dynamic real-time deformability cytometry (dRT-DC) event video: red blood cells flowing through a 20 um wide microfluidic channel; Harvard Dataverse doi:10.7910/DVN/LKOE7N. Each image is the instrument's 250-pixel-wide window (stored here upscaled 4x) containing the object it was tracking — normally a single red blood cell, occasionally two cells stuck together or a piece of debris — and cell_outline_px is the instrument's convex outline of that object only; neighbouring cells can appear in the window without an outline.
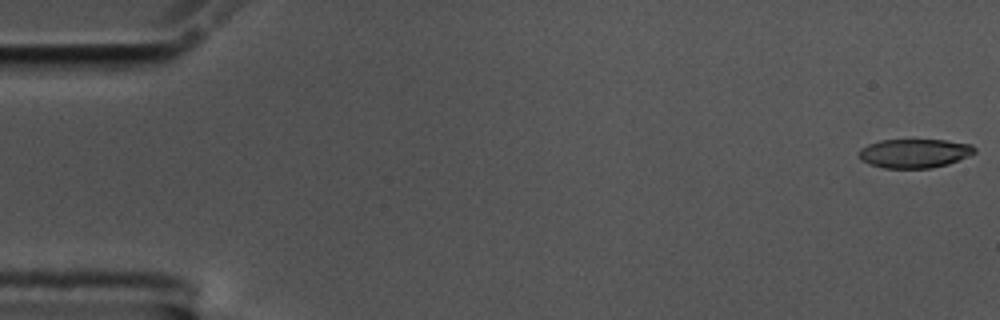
{"species": "common noctule bat (a hibernating species)", "species_latin": "Nyctalus noctula", "temperature_condition": "cold", "stored_images_in_passage": 56, "camera_frame_rate_fps": 3000, "um_per_image_px": 0.085, "animal": {"sex": "male", "body_mass_g": 17.5, "forearm_length_mm": 52.3}, "frame": {"image": 1, "passage_image": 1, "time_ms": 0.0, "image_size_px": [1000, 320], "cell_outline_px": [[976, 152], [968, 156], [948, 164], [932, 168], [884, 168], [868, 164], [860, 160], [860, 148], [868, 144], [880, 140], [944, 140], [972, 144], [976, 148]], "centroid_in_image_um": [77.73, 13.03], "position_along_channel_um": 7.3, "area_um2": 19.59}}
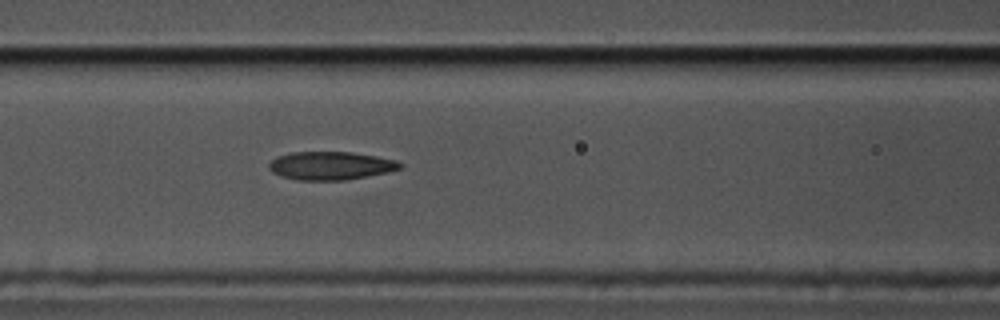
{"frame": {"image": 2, "passage_image": 24, "time_ms": 7.667, "image_size_px": [1000, 320], "cell_outline_px": [[404, 164], [400, 168], [388, 172], [344, 180], [296, 180], [280, 176], [272, 172], [268, 168], [268, 164], [276, 156], [292, 152], [352, 152], [376, 156], [396, 160]], "centroid_in_image_um": [28.08, 14.08], "position_along_channel_um": 138.5, "area_um2": 21.62}}
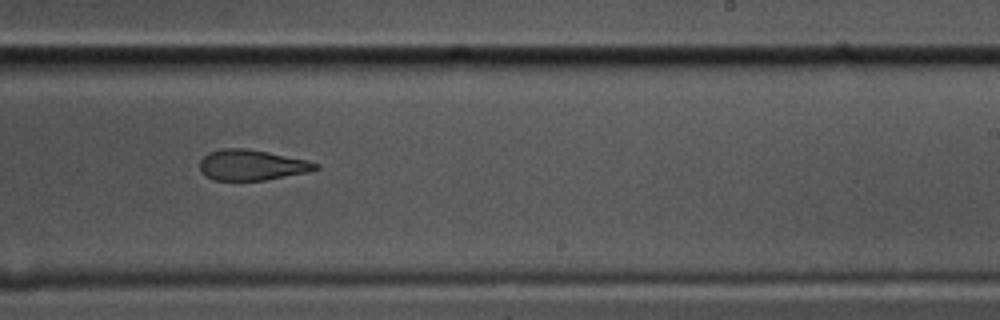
{"frame": {"image": 3, "passage_image": 35, "time_ms": 11.333, "image_size_px": [1000, 320], "cell_outline_px": [[320, 168], [308, 172], [264, 180], [212, 180], [204, 176], [200, 172], [200, 160], [208, 152], [224, 148], [248, 148], [308, 160], [320, 164]], "centroid_in_image_um": [21.39, 14.02], "position_along_channel_um": 267.6, "area_um2": 20.81}, "authors_computed_cell_mechanics": {"area_um2": 21.0103, "velocity_mm_per_s": 3.5311, "shape_relaxation_time_tau1_ms": null, "shape_relaxation_time_tau2_ms": 4.5089, "deformation_change_tau1": null, "deformation_change_tau2": 0.1305}}